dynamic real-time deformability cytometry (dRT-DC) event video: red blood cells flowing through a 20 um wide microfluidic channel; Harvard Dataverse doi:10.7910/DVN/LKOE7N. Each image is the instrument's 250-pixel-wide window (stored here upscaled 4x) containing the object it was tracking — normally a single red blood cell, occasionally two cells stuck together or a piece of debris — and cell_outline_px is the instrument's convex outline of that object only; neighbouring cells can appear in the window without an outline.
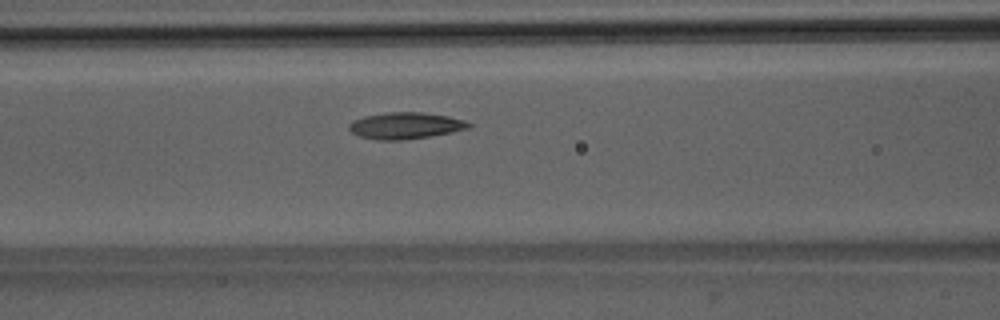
{"species": "Egyptian fruit bat (a non-hibernating species)", "species_latin": "Rousettus aegyptiacus", "temperature_condition": "room temperature", "stored_images_in_passage": 40, "camera_frame_rate_fps": 3000, "um_per_image_px": 0.085, "animal": {"sex": "male"}, "frame": {"image": 1, "passage_image": 13, "time_ms": 4.0, "image_size_px": [1000, 320], "cell_outline_px": [[472, 128], [452, 132], [404, 140], [376, 140], [360, 136], [352, 132], [348, 128], [348, 124], [352, 120], [364, 116], [384, 112], [420, 112], [448, 116], [464, 120], [472, 124]], "centroid_in_image_um": [34.45, 10.67], "position_along_channel_um": 132.1, "area_um2": 18.61}}
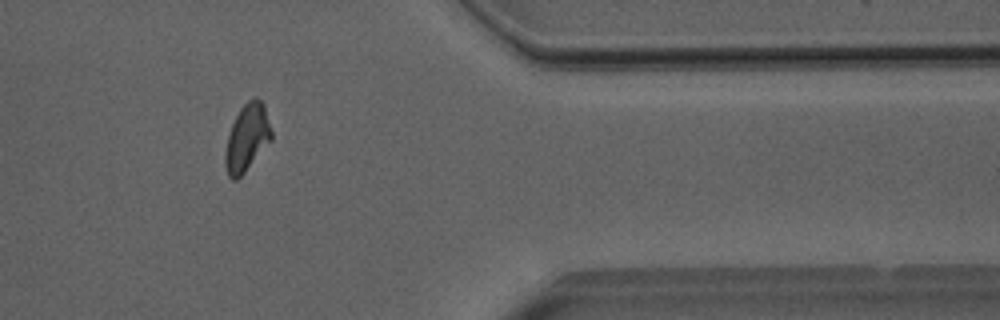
{"frame": {"image": 2, "passage_image": 34, "time_ms": 11.0, "image_size_px": [1000, 320], "cell_outline_px": [[272, 140], [244, 172], [236, 180], [232, 180], [228, 176], [224, 164], [224, 152], [228, 136], [232, 124], [240, 108], [252, 96], [256, 96], [264, 104], [272, 132]], "centroid_in_image_um": [20.99, 11.7], "position_along_channel_um": 390.4, "area_um2": 18.15}, "authors_computed_cell_mechanics": {"area_um2": 18.0625, "velocity_mm_per_s": 3.9691, "shape_relaxation_time_tau1_ms": 4.5509, "shape_relaxation_time_tau2_ms": 3.0204, "deformation_change_tau1": 0.1523, "deformation_change_tau2": 0.093}}